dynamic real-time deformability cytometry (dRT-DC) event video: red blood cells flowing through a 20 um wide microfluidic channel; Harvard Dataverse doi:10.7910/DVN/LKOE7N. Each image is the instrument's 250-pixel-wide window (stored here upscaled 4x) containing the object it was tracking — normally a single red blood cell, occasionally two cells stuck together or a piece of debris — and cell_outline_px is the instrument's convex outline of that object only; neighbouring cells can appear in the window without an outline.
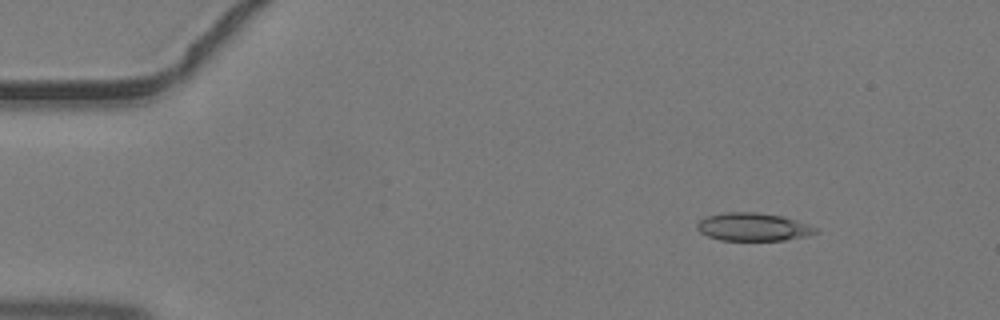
{"species": "common noctule bat (a hibernating species)", "species_latin": "Nyctalus noctula", "temperature_condition": "warm", "stored_images_in_passage": 42, "camera_frame_rate_fps": 3000, "um_per_image_px": 0.085, "animal": {"sex": "male", "body_mass_g": 19.2, "forearm_length_mm": 51.8}, "frame": {"image": 1, "passage_image": 3, "time_ms": 0.667, "image_size_px": [1000, 320], "cell_outline_px": [[820, 232], [808, 236], [784, 240], [720, 240], [708, 236], [700, 232], [696, 228], [696, 224], [700, 220], [708, 216], [724, 212], [756, 212], [784, 216], [820, 228]], "centroid_in_image_um": [64.07, 19.29], "position_along_channel_um": 20.9, "area_um2": 19.54}}
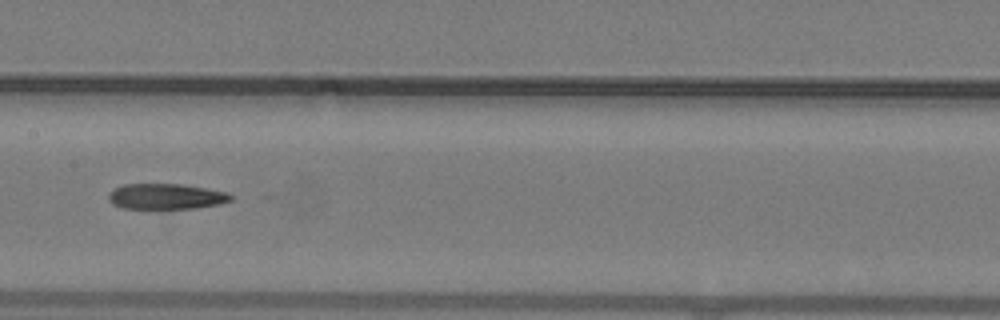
{"frame": {"image": 2, "passage_image": 20, "time_ms": 6.333, "image_size_px": [1000, 320], "cell_outline_px": [[232, 200], [220, 204], [196, 208], [124, 208], [112, 204], [108, 196], [108, 192], [124, 184], [180, 184], [228, 192], [232, 196]], "centroid_in_image_um": [14.12, 16.69], "position_along_channel_um": 193.3, "area_um2": 18.09}}
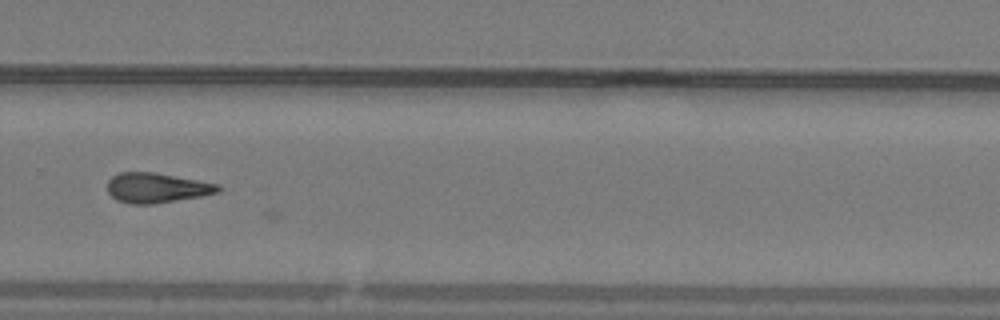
{"frame": {"image": 3, "passage_image": 28, "time_ms": 9.0, "image_size_px": [1000, 320], "cell_outline_px": [[220, 192], [204, 196], [156, 204], [132, 204], [116, 200], [108, 192], [108, 180], [112, 176], [120, 172], [156, 172], [220, 184]], "centroid_in_image_um": [13.35, 15.97], "position_along_channel_um": 316.5, "area_um2": 19.59}}